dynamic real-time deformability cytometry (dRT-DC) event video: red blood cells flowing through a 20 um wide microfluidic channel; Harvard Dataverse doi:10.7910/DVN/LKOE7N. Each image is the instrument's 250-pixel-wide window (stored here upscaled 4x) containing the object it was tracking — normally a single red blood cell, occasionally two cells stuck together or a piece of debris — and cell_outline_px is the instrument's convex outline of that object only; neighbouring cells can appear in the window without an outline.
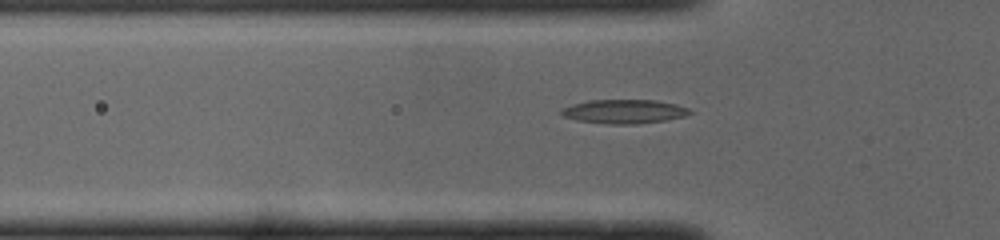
{"species": "common noctule bat (a hibernating species)", "species_latin": "Nyctalus noctula", "temperature_condition": "cold", "stored_images_in_passage": 41, "camera_frame_rate_fps": 3000, "um_per_image_px": 0.085, "animal": {"sex": "male", "body_mass_g": 19.0, "forearm_length_mm": 50.8}, "frame": {"image": 1, "passage_image": 13, "time_ms": 4.0, "image_size_px": [1000, 240], "cell_outline_px": [[692, 112], [684, 116], [668, 120], [636, 124], [612, 124], [576, 120], [564, 116], [560, 112], [560, 108], [572, 104], [588, 100], [656, 100], [676, 104], [688, 108]], "centroid_in_image_um": [53.04, 9.47], "position_along_channel_um": 72.8, "area_um2": 17.98}}
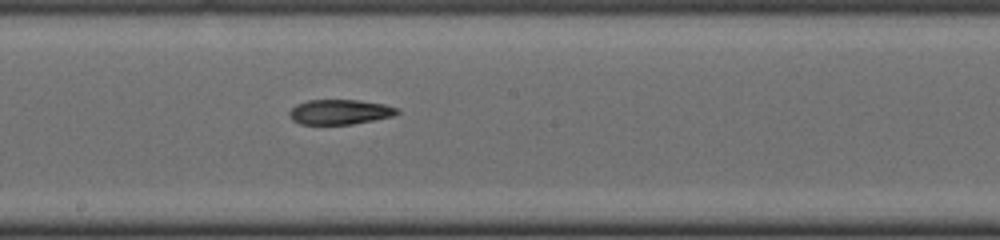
{"frame": {"image": 2, "passage_image": 24, "time_ms": 7.667, "image_size_px": [1000, 240], "cell_outline_px": [[400, 112], [392, 116], [352, 124], [300, 124], [292, 120], [288, 116], [288, 112], [296, 104], [308, 100], [356, 100], [384, 104], [400, 108]], "centroid_in_image_um": [28.86, 9.51], "position_along_channel_um": 219.3, "area_um2": 15.66}}
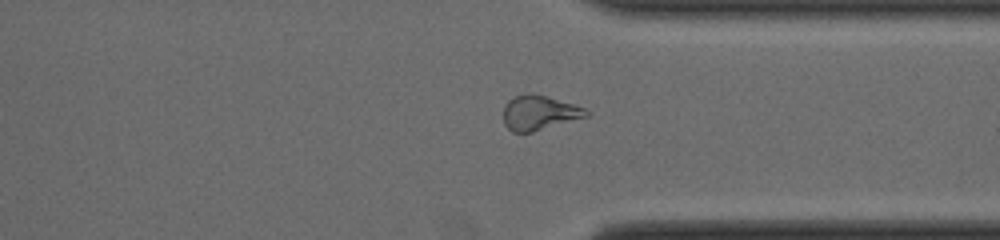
{"frame": {"image": 3, "passage_image": 35, "time_ms": 11.333, "image_size_px": [1000, 240], "cell_outline_px": [[588, 116], [532, 132], [512, 132], [504, 124], [504, 104], [508, 100], [516, 96], [528, 92], [532, 92], [572, 104], [584, 108], [588, 112]], "centroid_in_image_um": [45.79, 9.58], "position_along_channel_um": 365.6, "area_um2": 16.53}}